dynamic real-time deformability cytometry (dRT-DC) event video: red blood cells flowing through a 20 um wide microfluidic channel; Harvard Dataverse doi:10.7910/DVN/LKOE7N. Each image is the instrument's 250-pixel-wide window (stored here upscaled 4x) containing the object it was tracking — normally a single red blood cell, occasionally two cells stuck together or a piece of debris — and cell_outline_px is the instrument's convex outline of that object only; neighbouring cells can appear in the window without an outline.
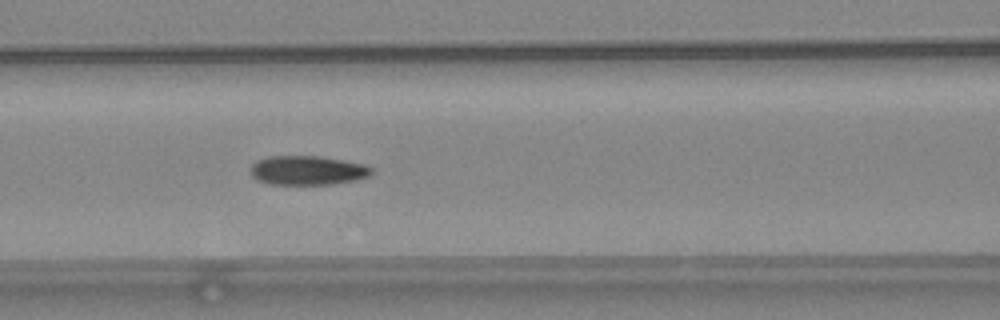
{"species": "common noctule bat (a hibernating species)", "species_latin": "Nyctalus noctula", "temperature_condition": "warm", "stored_images_in_passage": 52, "camera_frame_rate_fps": 3000, "um_per_image_px": 0.085, "animal": {"sex": "female", "body_mass_g": 24.6, "forearm_length_mm": 56.2}, "frame": {"image": 1, "passage_image": 23, "time_ms": 7.333, "image_size_px": [1000, 320], "cell_outline_px": [[372, 172], [368, 176], [356, 180], [332, 184], [268, 184], [256, 180], [252, 176], [252, 164], [256, 160], [268, 156], [320, 156], [368, 164], [372, 168]], "centroid_in_image_um": [26.15, 14.47], "position_along_channel_um": 140.4, "area_um2": 20.75}}
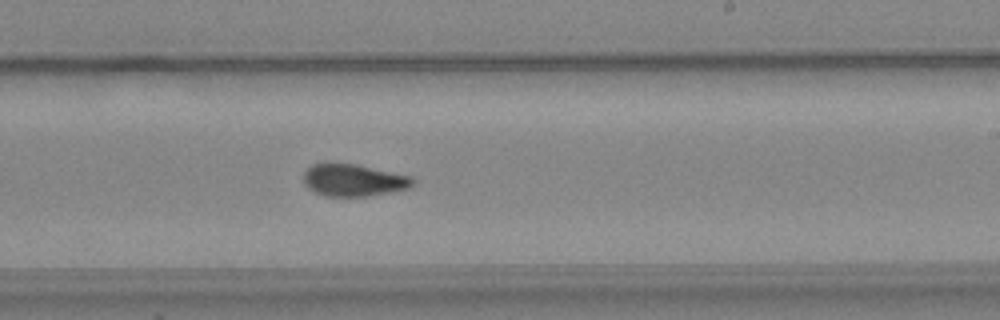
{"frame": {"image": 2, "passage_image": 32, "time_ms": 10.333, "image_size_px": [1000, 320], "cell_outline_px": [[416, 180], [408, 188], [368, 196], [324, 196], [308, 188], [304, 184], [304, 172], [312, 164], [324, 160], [328, 160], [356, 164], [412, 176]], "centroid_in_image_um": [29.99, 15.27], "position_along_channel_um": 259.0, "area_um2": 20.92}}
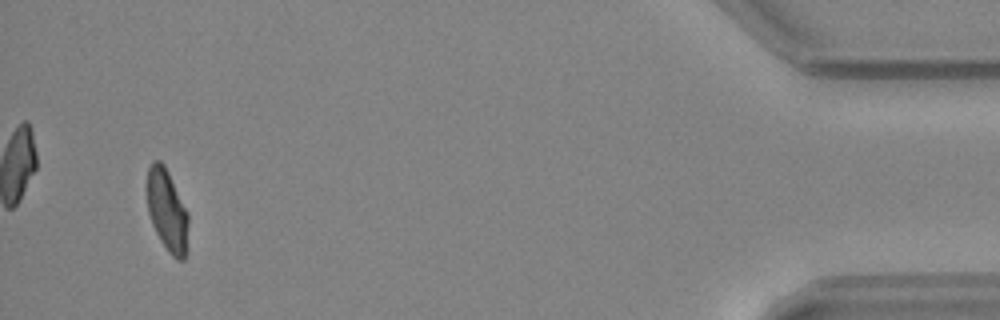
{"frame": {"image": 3, "passage_image": 50, "time_ms": 16.333, "image_size_px": [1000, 320], "cell_outline_px": [[188, 224], [184, 260], [176, 260], [168, 252], [160, 240], [152, 224], [148, 212], [144, 188], [144, 184], [148, 168], [152, 160], [160, 160], [164, 164], [188, 212]], "centroid_in_image_um": [14.14, 17.82], "position_along_channel_um": 421.1, "area_um2": 20.17}, "authors_computed_cell_mechanics": {"area_um2": 20.808, "velocity_mm_per_s": 3.9706, "shape_relaxation_time_tau1_ms": 7.3178, "shape_relaxation_time_tau2_ms": 1.7172, "deformation_change_tau1": 0.1942, "deformation_change_tau2": 0.0666}}